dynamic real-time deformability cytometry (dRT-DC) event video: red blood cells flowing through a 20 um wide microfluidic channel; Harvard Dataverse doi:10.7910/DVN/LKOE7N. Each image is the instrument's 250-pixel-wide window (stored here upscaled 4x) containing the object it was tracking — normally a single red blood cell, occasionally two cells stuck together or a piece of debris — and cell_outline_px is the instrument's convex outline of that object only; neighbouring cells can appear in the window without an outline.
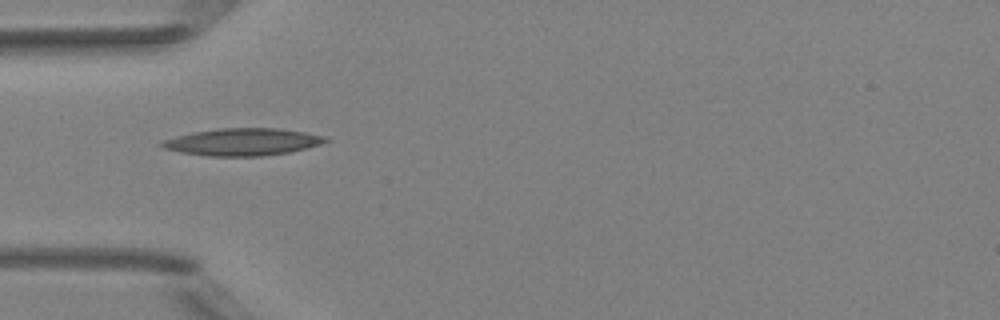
{"species": "Egyptian fruit bat (a non-hibernating species)", "species_latin": "Rousettus aegyptiacus", "temperature_condition": "room temperature", "stored_images_in_passage": 1, "camera_frame_rate_fps": 3000, "um_per_image_px": 0.085, "animal": {"sex": "female"}, "frame": {"image": 1, "passage_image": 1, "time_ms": 0.0, "image_size_px": [1000, 320], "cell_outline_px": [[328, 140], [320, 144], [288, 152], [260, 156], [208, 156], [180, 152], [164, 148], [156, 144], [164, 140], [176, 136], [192, 132], [220, 128], [280, 128], [328, 136]], "centroid_in_image_um": [20.59, 12.05], "position_along_channel_um": 64.4, "area_um2": 25.89}}